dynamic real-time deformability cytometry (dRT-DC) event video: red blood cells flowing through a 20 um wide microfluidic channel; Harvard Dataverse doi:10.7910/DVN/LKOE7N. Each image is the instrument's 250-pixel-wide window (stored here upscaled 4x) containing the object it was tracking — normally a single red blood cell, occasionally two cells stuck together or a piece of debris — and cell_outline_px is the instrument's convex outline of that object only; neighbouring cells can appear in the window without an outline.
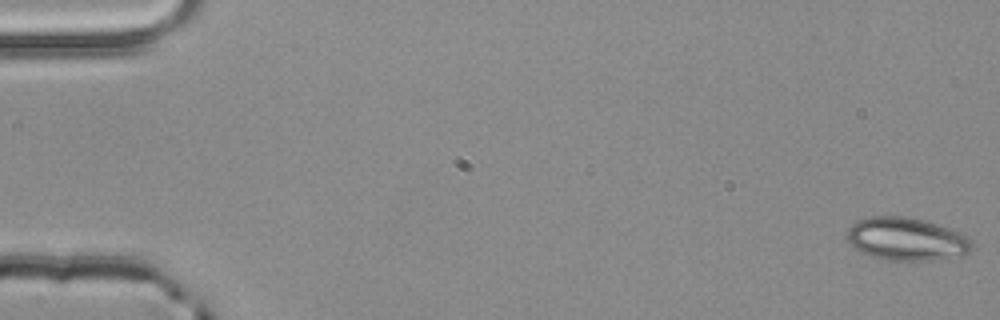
{"species": "common noctule bat (a hibernating species)", "species_latin": "Nyctalus noctula", "temperature_condition": "room temperature", "stored_images_in_passage": 56, "camera_frame_rate_fps": 3000, "um_per_image_px": 0.085, "animal": {"sex": "male", "body_mass_g": 20.4}, "frame": {"image": 1, "passage_image": 1, "time_ms": 0.0, "image_size_px": [1000, 320], "cell_outline_px": [[972, 248], [968, 252], [932, 260], [884, 260], [860, 252], [852, 248], [848, 240], [848, 228], [856, 220], [872, 216], [904, 216], [924, 220], [960, 232], [968, 236], [972, 244]], "centroid_in_image_um": [76.99, 20.3], "position_along_channel_um": 8.0, "area_um2": 31.04}}
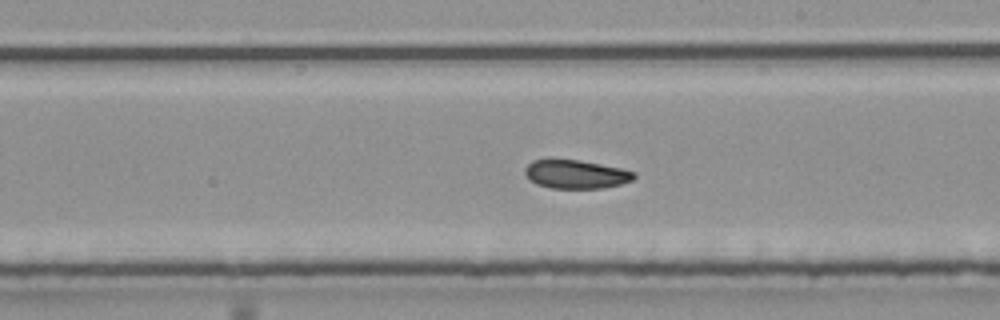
{"frame": {"image": 2, "passage_image": 32, "time_ms": 10.333, "image_size_px": [1000, 320], "cell_outline_px": [[636, 176], [632, 180], [620, 184], [604, 188], [552, 188], [536, 184], [528, 180], [524, 172], [524, 168], [532, 160], [580, 160], [620, 168], [636, 172]], "centroid_in_image_um": [48.93, 14.82], "position_along_channel_um": 240.1, "area_um2": 18.15}}
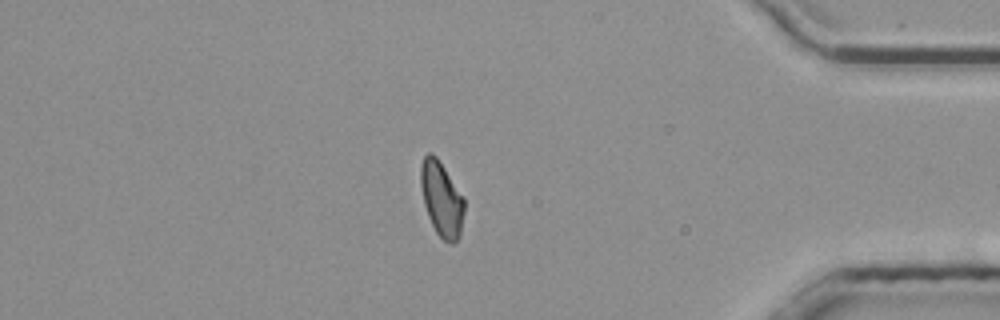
{"frame": {"image": 3, "passage_image": 47, "time_ms": 15.333, "image_size_px": [1000, 320], "cell_outline_px": [[464, 212], [460, 236], [452, 244], [448, 244], [436, 232], [428, 216], [424, 204], [420, 184], [420, 168], [424, 156], [428, 152], [432, 152], [436, 156], [464, 196]], "centroid_in_image_um": [37.54, 16.91], "position_along_channel_um": 397.7, "area_um2": 19.07}, "authors_computed_cell_mechanics": {"area_um2": 19.4208, "velocity_mm_per_s": 3.855, "shape_relaxation_time_tau1_ms": 6.5027, "shape_relaxation_time_tau2_ms": null, "deformation_change_tau1": 0.1229, "deformation_change_tau2": null}}